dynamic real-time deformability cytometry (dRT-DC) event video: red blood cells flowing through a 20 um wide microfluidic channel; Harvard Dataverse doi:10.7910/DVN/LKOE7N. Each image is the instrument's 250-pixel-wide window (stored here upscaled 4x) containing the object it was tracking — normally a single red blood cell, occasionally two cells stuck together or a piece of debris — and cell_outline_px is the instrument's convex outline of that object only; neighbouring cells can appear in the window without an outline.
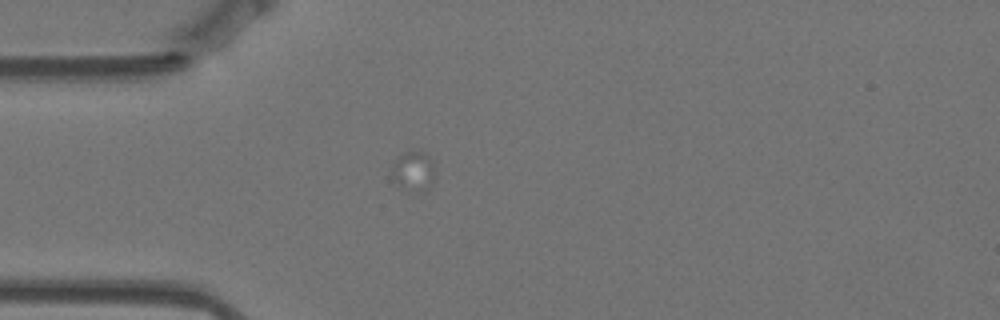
{"species": "Egyptian fruit bat (a non-hibernating species)", "species_latin": "Rousettus aegyptiacus", "temperature_condition": "warm", "stored_images_in_passage": 4, "camera_frame_rate_fps": 3000, "um_per_image_px": 0.085, "animal": {"sex": "female"}, "frame": {"image": 1, "passage_image": 1, "time_ms": 0.0, "image_size_px": [1000, 320], "cell_outline_px": [[432, 180], [428, 188], [424, 192], [408, 192], [396, 184], [388, 176], [396, 160], [404, 152], [420, 148], [432, 160]], "centroid_in_image_um": [35.08, 14.55], "position_along_channel_um": 49.9, "area_um2": 10.29}}